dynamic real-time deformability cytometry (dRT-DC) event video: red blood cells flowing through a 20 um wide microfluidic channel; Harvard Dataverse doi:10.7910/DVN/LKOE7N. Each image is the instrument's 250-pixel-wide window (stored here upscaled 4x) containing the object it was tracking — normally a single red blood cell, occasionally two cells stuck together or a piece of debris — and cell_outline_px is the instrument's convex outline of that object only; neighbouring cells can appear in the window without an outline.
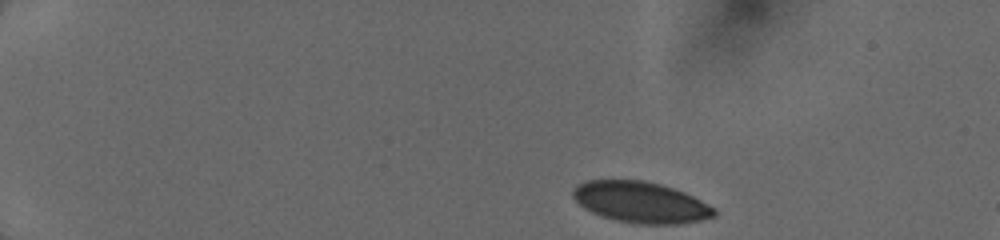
{"species": "human", "species_latin": "Homo sapiens", "temperature_condition": "cold", "stored_images_in_passage": 53, "camera_frame_rate_fps": 3000, "um_per_image_px": 0.085, "donor": {"sex": "female"}, "frame": {"image": 1, "passage_image": 1, "time_ms": 0.0, "image_size_px": [1000, 240], "cell_outline_px": [[716, 216], [700, 220], [680, 224], [644, 224], [616, 220], [592, 212], [584, 208], [572, 196], [572, 192], [576, 184], [584, 180], [644, 180], [660, 184], [684, 192], [716, 208]], "centroid_in_image_um": [54.46, 17.18], "position_along_channel_um": 30.5, "area_um2": 33.7}}
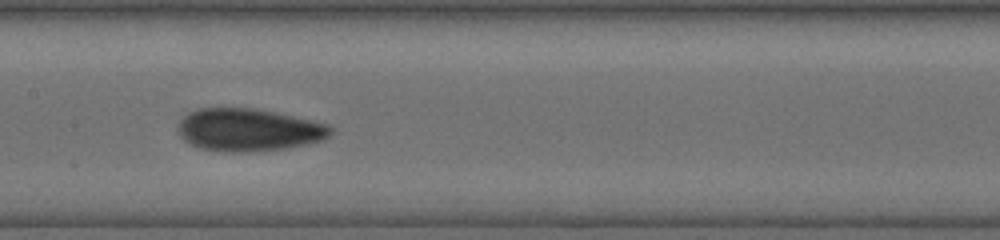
{"frame": {"image": 2, "passage_image": 30, "time_ms": 6.333, "image_size_px": [1000, 240], "cell_outline_px": [[332, 132], [324, 140], [308, 144], [288, 148], [240, 152], [232, 152], [200, 148], [184, 140], [180, 136], [176, 128], [180, 120], [184, 116], [196, 108], [252, 108], [276, 112], [328, 124], [332, 128]], "centroid_in_image_um": [21.13, 11.03], "position_along_channel_um": 186.3, "area_um2": 37.86}}
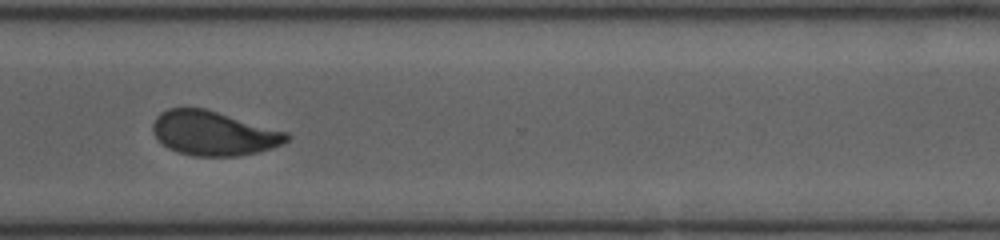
{"frame": {"image": 3, "passage_image": 52, "time_ms": 10.333, "image_size_px": [1000, 240], "cell_outline_px": [[288, 140], [284, 144], [256, 152], [236, 156], [192, 156], [168, 148], [156, 136], [152, 128], [152, 124], [156, 116], [160, 112], [168, 108], [204, 108], [288, 132]], "centroid_in_image_um": [18.15, 11.32], "position_along_channel_um": 352.5, "area_um2": 34.33}}